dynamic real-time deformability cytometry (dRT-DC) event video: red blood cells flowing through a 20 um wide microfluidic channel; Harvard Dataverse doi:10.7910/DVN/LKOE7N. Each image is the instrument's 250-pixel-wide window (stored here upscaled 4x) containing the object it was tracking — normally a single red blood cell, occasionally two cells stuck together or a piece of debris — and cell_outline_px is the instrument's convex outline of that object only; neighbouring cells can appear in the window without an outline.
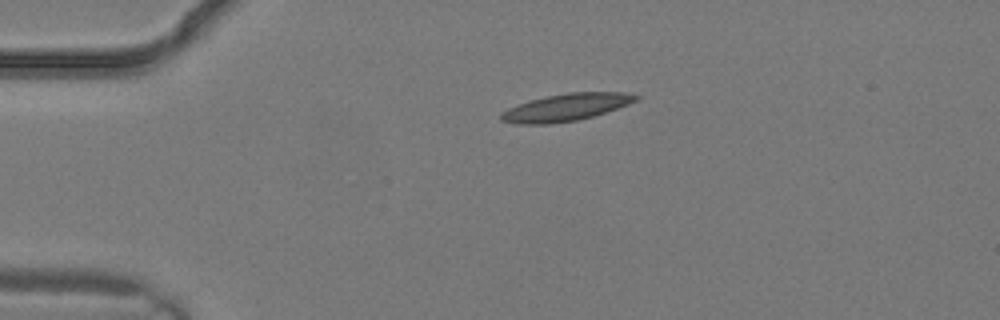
{"species": "common noctule bat (a hibernating species)", "species_latin": "Nyctalus noctula", "temperature_condition": "warm", "stored_images_in_passage": 4, "camera_frame_rate_fps": 3000, "um_per_image_px": 0.085, "animal": {"sex": "male", "body_mass_g": 19.2, "forearm_length_mm": 51.8}, "frame": {"image": 1, "passage_image": 4, "time_ms": 1.0, "image_size_px": [1000, 320], "cell_outline_px": [[640, 96], [636, 100], [628, 104], [592, 116], [576, 120], [552, 124], [516, 124], [500, 120], [500, 112], [508, 108], [528, 100], [568, 92], [628, 92]], "centroid_in_image_um": [48.06, 9.12], "position_along_channel_um": 36.9, "area_um2": 21.33}}